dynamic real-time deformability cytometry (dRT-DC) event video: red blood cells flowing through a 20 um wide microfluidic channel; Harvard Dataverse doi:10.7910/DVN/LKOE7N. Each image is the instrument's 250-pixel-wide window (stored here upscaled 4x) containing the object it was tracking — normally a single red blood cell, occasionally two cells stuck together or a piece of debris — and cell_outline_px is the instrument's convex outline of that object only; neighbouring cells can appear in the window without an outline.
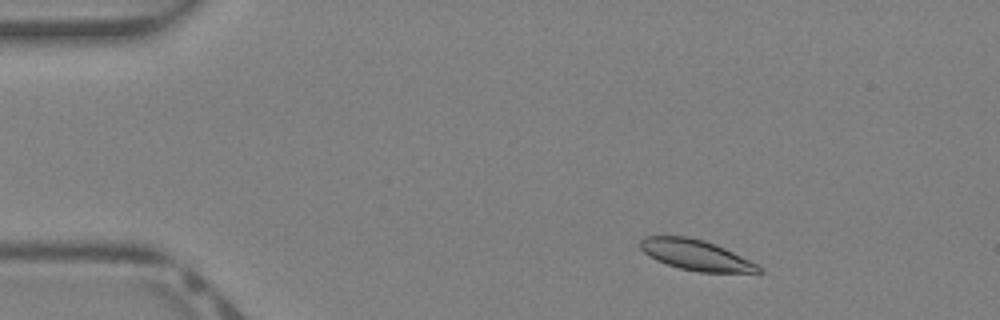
{"species": "Egyptian fruit bat (a non-hibernating species)", "species_latin": "Rousettus aegyptiacus", "temperature_condition": "warm", "stored_images_in_passage": 38, "camera_frame_rate_fps": 3000, "um_per_image_px": 0.085, "animal": {"sex": "female"}, "frame": {"image": 1, "passage_image": 4, "time_ms": 1.0, "image_size_px": [1000, 320], "cell_outline_px": [[764, 272], [700, 272], [680, 268], [656, 260], [648, 256], [640, 248], [640, 240], [644, 236], [688, 236], [704, 240], [716, 244], [764, 268]], "centroid_in_image_um": [59.12, 21.66], "position_along_channel_um": 25.9, "area_um2": 20.87}}
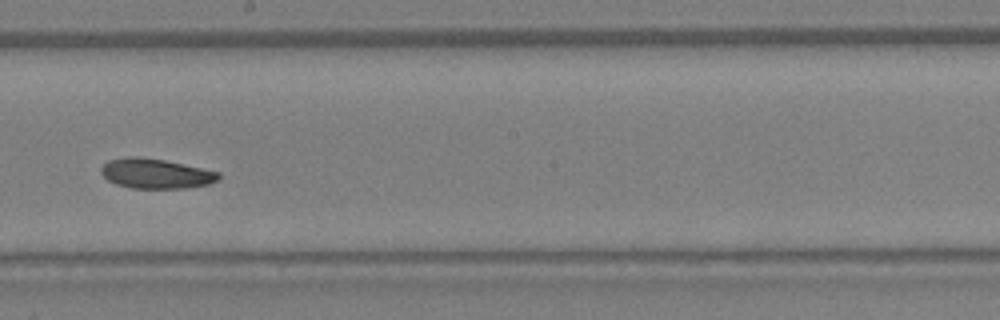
{"frame": {"image": 2, "passage_image": 21, "time_ms": 6.667, "image_size_px": [1000, 320], "cell_outline_px": [[220, 176], [216, 180], [208, 184], [184, 188], [132, 188], [116, 184], [108, 180], [100, 172], [100, 168], [108, 160], [124, 156], [140, 156], [164, 160], [220, 172]], "centroid_in_image_um": [13.19, 14.74], "position_along_channel_um": 235.0, "area_um2": 20.4}}
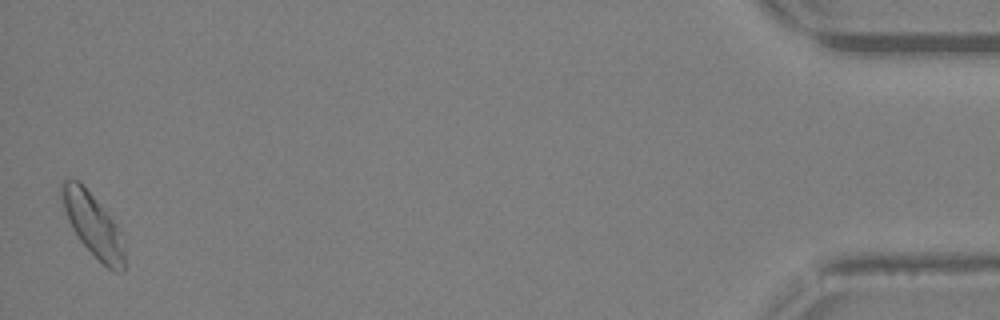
{"frame": {"image": 3, "passage_image": 38, "time_ms": 12.333, "image_size_px": [1000, 320], "cell_outline_px": [[124, 272], [116, 272], [108, 268], [80, 240], [72, 228], [68, 220], [60, 196], [60, 184], [64, 180], [76, 180], [100, 204], [112, 220], [120, 232], [124, 244]], "centroid_in_image_um": [7.9, 19.13], "position_along_channel_um": 427.3, "area_um2": 22.25}}